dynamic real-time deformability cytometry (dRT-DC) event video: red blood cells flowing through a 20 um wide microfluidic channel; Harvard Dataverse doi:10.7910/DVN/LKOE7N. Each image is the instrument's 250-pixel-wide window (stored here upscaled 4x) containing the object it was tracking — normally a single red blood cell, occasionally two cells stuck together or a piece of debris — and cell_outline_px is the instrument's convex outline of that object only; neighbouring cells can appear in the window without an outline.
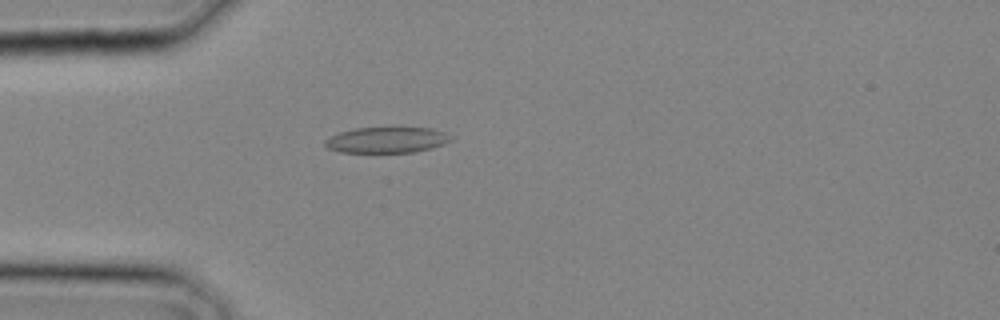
{"species": "common noctule bat (a hibernating species)", "species_latin": "Nyctalus noctula", "temperature_condition": "cold", "stored_images_in_passage": 26, "camera_frame_rate_fps": 3000, "um_per_image_px": 0.085, "animal": {"sex": "male", "body_mass_g": 20.4}, "frame": {"image": 1, "passage_image": 7, "time_ms": 2.0, "image_size_px": [1000, 320], "cell_outline_px": [[452, 140], [432, 148], [412, 152], [340, 152], [328, 148], [324, 144], [324, 140], [340, 132], [356, 128], [432, 128], [444, 132], [452, 136]], "centroid_in_image_um": [32.88, 11.9], "position_along_channel_um": 52.1, "area_um2": 18.73}}
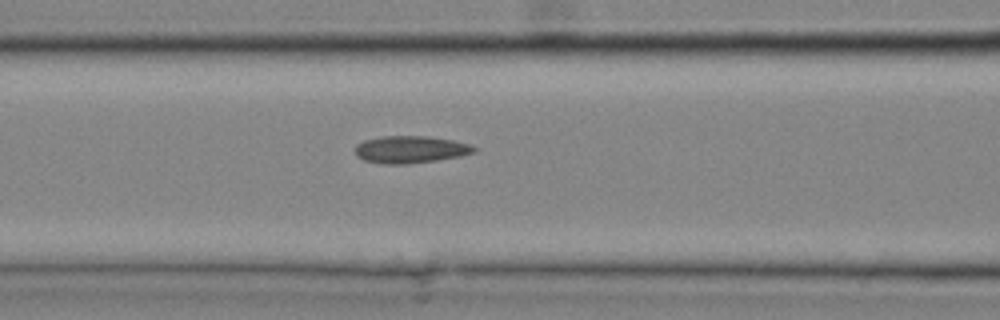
{"frame": {"image": 2, "passage_image": 11, "time_ms": 3.333, "image_size_px": [1000, 320], "cell_outline_px": [[476, 152], [460, 156], [436, 160], [404, 164], [384, 164], [364, 160], [356, 156], [356, 144], [364, 140], [380, 136], [428, 136], [452, 140], [472, 144], [476, 148]], "centroid_in_image_um": [34.89, 12.7], "position_along_channel_um": 131.7, "area_um2": 18.9}}
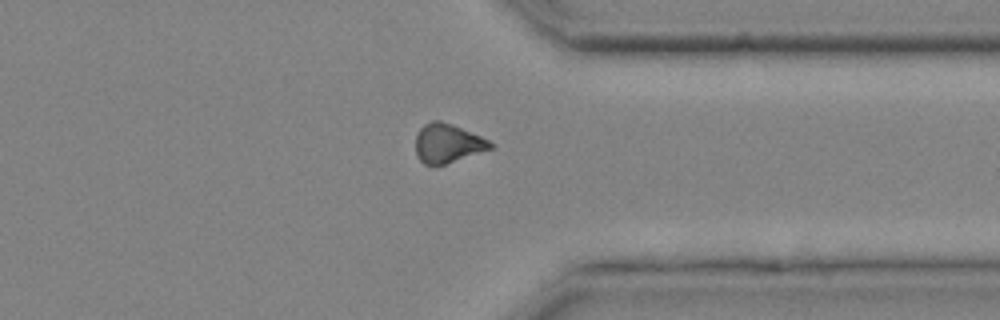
{"frame": {"image": 3, "passage_image": 22, "time_ms": 7.0, "image_size_px": [1000, 320], "cell_outline_px": [[496, 148], [432, 168], [424, 164], [416, 156], [416, 136], [420, 128], [424, 124], [432, 120], [440, 120], [452, 124], [480, 136], [496, 144]], "centroid_in_image_um": [38.06, 12.21], "position_along_channel_um": 373.3, "area_um2": 17.4}}